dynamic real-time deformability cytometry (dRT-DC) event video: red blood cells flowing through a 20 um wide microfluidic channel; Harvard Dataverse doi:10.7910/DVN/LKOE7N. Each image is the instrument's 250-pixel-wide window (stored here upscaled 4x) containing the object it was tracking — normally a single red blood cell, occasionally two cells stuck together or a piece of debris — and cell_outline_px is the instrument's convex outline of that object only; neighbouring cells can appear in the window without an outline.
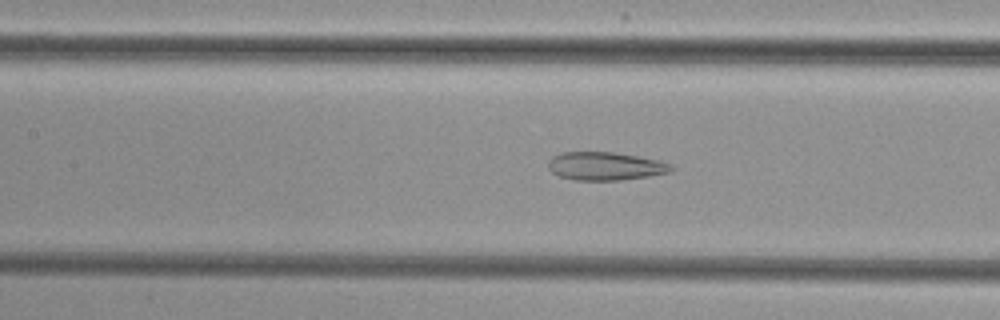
{"species": "common noctule bat (a hibernating species)", "species_latin": "Nyctalus noctula", "temperature_condition": "cold", "stored_images_in_passage": 54, "camera_frame_rate_fps": 3000, "um_per_image_px": 0.085, "animal": {"sex": "female", "body_mass_g": 29.2, "forearm_length_mm": 56.3}, "frame": {"image": 1, "passage_image": 25, "time_ms": 8.0, "image_size_px": [1000, 320], "cell_outline_px": [[676, 168], [672, 172], [648, 176], [620, 180], [576, 180], [560, 176], [552, 172], [548, 168], [548, 160], [552, 156], [560, 152], [616, 152], [640, 156], [660, 160], [672, 164]], "centroid_in_image_um": [51.49, 14.11], "position_along_channel_um": 155.9, "area_um2": 20.52}}
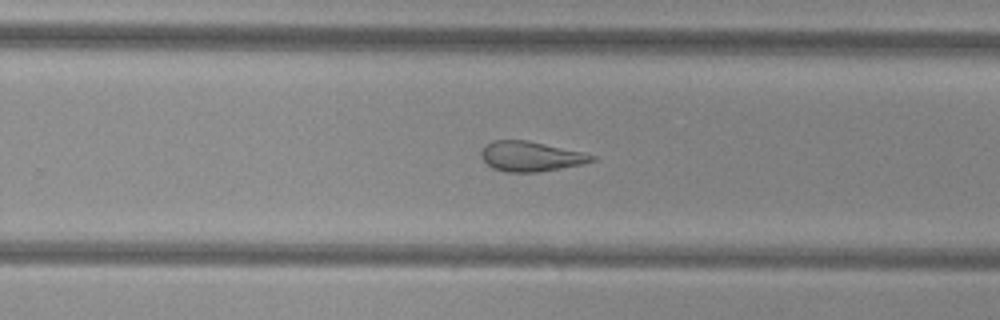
{"frame": {"image": 2, "passage_image": 35, "time_ms": 11.333, "image_size_px": [1000, 320], "cell_outline_px": [[596, 160], [584, 164], [536, 172], [504, 172], [492, 168], [480, 156], [480, 152], [484, 144], [492, 140], [528, 140], [584, 152], [596, 156]], "centroid_in_image_um": [45.1, 13.28], "position_along_channel_um": 284.7, "area_um2": 19.54}}
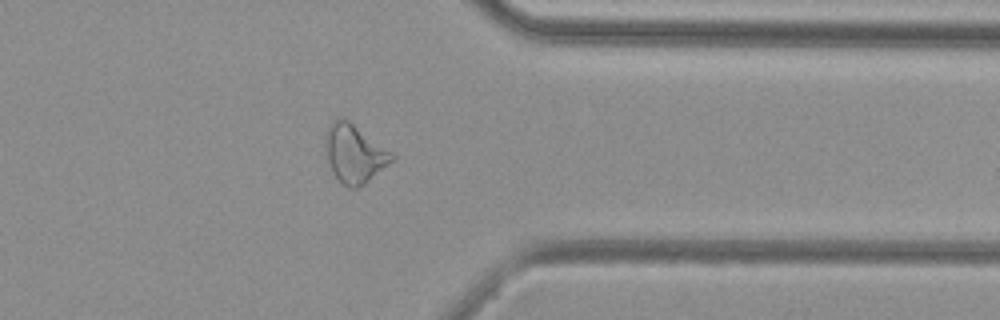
{"frame": {"image": 3, "passage_image": 43, "time_ms": 14.0, "image_size_px": [1000, 320], "cell_outline_px": [[396, 160], [364, 184], [356, 188], [348, 188], [332, 172], [328, 160], [328, 128], [332, 120], [344, 116], [392, 152], [396, 156]], "centroid_in_image_um": [30.2, 13.06], "position_along_channel_um": 381.2, "area_um2": 22.25}}